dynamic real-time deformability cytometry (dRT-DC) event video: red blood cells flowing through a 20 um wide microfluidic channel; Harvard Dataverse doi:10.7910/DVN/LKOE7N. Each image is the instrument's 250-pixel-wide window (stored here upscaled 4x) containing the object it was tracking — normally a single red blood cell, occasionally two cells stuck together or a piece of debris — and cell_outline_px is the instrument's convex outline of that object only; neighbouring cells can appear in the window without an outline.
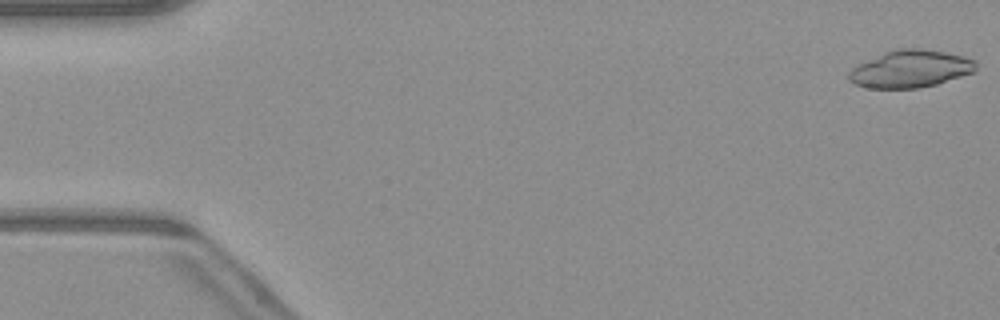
{"species": "common noctule bat (a hibernating species)", "species_latin": "Nyctalus noctula", "temperature_condition": "warm", "stored_images_in_passage": 50, "camera_frame_rate_fps": 3000, "um_per_image_px": 0.085, "animal": {"sex": "male", "body_mass_g": 23.1, "forearm_length_mm": 52.7}, "frame": {"image": 1, "passage_image": 1, "time_ms": 0.0, "image_size_px": [1000, 320], "cell_outline_px": [[976, 72], [936, 84], [920, 88], [868, 88], [856, 84], [848, 80], [848, 72], [856, 64], [884, 52], [896, 48], [920, 48], [944, 52], [964, 56], [976, 60]], "centroid_in_image_um": [77.38, 5.85], "position_along_channel_um": 7.6, "area_um2": 27.92}, "authors_computed_cell_mechanics": {"area_um2": 28.8133, "velocity_mm_per_s": 4.12, "shape_relaxation_time_tau1_ms": 3.3231, "shape_relaxation_time_tau2_ms": 4.5018, "deformation_change_tau1": 0.3385, "deformation_change_tau2": 0.1569}}